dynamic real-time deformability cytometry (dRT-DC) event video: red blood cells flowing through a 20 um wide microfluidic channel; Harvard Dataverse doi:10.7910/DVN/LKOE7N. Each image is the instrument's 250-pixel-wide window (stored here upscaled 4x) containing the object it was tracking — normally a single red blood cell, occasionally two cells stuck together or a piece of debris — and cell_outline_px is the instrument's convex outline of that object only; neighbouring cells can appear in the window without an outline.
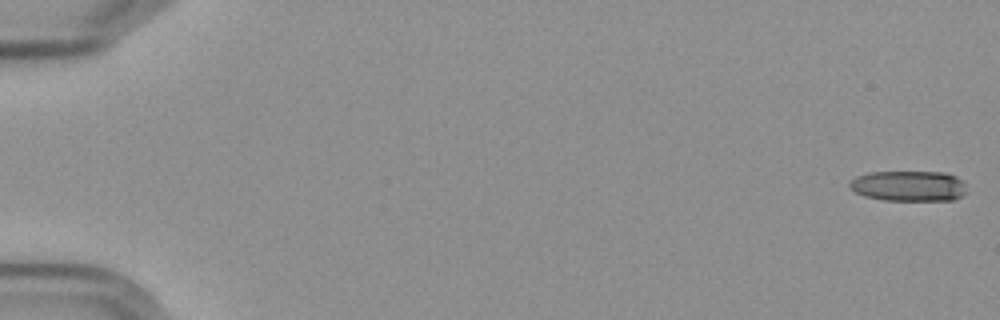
{"species": "Egyptian fruit bat (a non-hibernating species)", "species_latin": "Rousettus aegyptiacus", "temperature_condition": "cold", "stored_images_in_passage": 5, "camera_frame_rate_fps": 3000, "um_per_image_px": 0.085, "frame": {"image": 1, "passage_image": 1, "time_ms": 0.0, "image_size_px": [1000, 320], "cell_outline_px": [[964, 192], [960, 196], [952, 200], [884, 200], [864, 196], [848, 188], [848, 184], [856, 176], [868, 172], [944, 172], [956, 176], [960, 180]], "centroid_in_image_um": [77.16, 15.8], "position_along_channel_um": 7.8, "area_um2": 20.58}}